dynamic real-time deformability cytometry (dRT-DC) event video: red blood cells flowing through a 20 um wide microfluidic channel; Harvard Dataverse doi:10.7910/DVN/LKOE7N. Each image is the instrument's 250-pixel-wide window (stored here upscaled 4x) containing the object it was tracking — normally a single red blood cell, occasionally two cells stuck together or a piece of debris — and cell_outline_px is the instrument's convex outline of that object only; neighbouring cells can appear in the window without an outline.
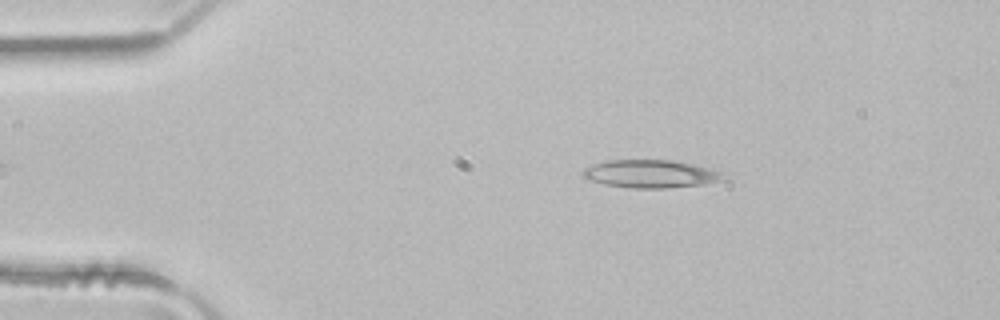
{"species": "common noctule bat (a hibernating species)", "species_latin": "Nyctalus noctula", "temperature_condition": "room temperature", "stored_images_in_passage": 2, "camera_frame_rate_fps": 3000, "um_per_image_px": 0.085, "animal": {"sex": "male", "body_mass_g": 21.5, "forearm_length_mm": 52.0}, "frame": {"image": 1, "passage_image": 1, "time_ms": 0.0, "image_size_px": [1000, 320], "cell_outline_px": [[728, 176], [724, 180], [704, 184], [664, 188], [632, 188], [604, 184], [588, 180], [580, 176], [580, 172], [596, 164], [608, 160], [672, 160], [692, 164], [708, 168], [720, 172]], "centroid_in_image_um": [55.31, 14.78], "position_along_channel_um": 29.7, "area_um2": 22.77}}